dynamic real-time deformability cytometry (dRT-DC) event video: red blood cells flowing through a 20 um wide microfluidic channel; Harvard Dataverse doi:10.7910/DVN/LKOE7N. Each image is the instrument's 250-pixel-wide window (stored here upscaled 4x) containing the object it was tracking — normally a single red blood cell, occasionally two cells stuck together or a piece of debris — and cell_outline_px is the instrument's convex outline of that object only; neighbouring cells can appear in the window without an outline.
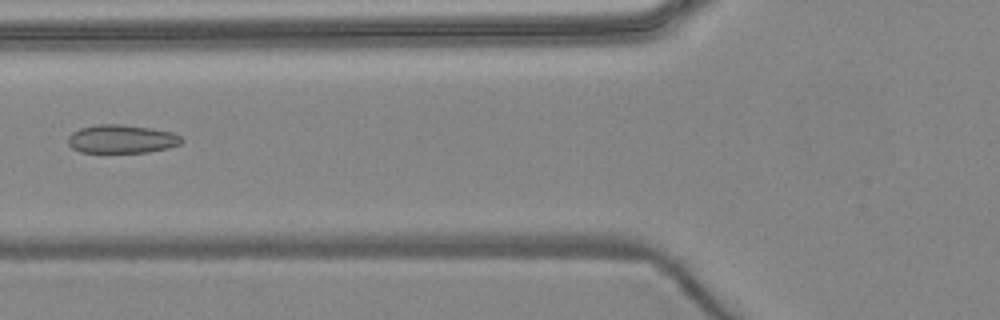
{"species": "common noctule bat (a hibernating species)", "species_latin": "Nyctalus noctula", "temperature_condition": "warm", "stored_images_in_passage": 5, "camera_frame_rate_fps": 3000, "um_per_image_px": 0.085, "animal": {"sex": "female", "body_mass_g": 24.6, "forearm_length_mm": 56.2}, "frame": {"image": 1, "passage_image": 5, "time_ms": 5.667, "image_size_px": [1000, 320], "cell_outline_px": [[184, 140], [180, 144], [168, 148], [148, 152], [80, 152], [72, 148], [68, 144], [68, 136], [72, 132], [80, 128], [96, 124], [124, 124], [152, 128], [172, 132], [180, 136]], "centroid_in_image_um": [10.34, 11.8], "position_along_channel_um": 115.5, "area_um2": 18.96}}